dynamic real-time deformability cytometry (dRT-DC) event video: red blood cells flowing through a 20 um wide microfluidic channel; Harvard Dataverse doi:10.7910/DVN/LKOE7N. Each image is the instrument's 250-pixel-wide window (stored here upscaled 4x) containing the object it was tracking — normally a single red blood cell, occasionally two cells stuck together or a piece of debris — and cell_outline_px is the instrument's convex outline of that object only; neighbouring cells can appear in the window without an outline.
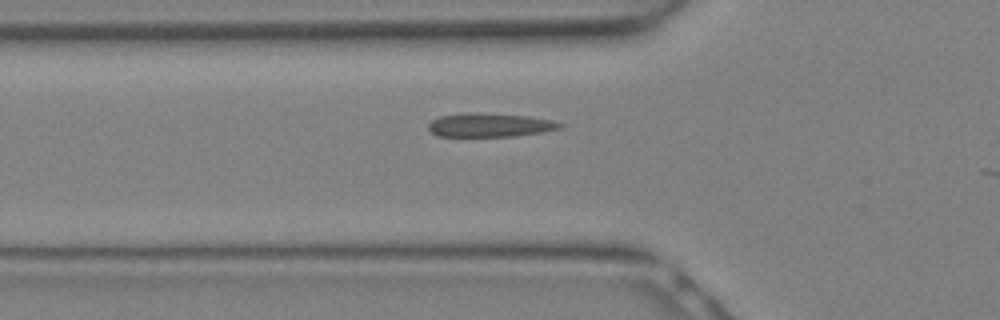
{"species": "Egyptian fruit bat (a non-hibernating species)", "species_latin": "Rousettus aegyptiacus", "temperature_condition": "warm", "stored_images_in_passage": 14, "camera_frame_rate_fps": 3000, "um_per_image_px": 0.085, "animal": {"sex": "female"}, "frame": {"image": 1, "passage_image": 10, "time_ms": 3.0, "image_size_px": [1000, 320], "cell_outline_px": [[564, 124], [560, 128], [540, 132], [516, 136], [436, 136], [428, 128], [428, 124], [432, 120], [440, 116], [468, 112], [528, 116], [552, 120]], "centroid_in_image_um": [41.61, 10.63], "position_along_channel_um": 84.2, "area_um2": 18.03}}
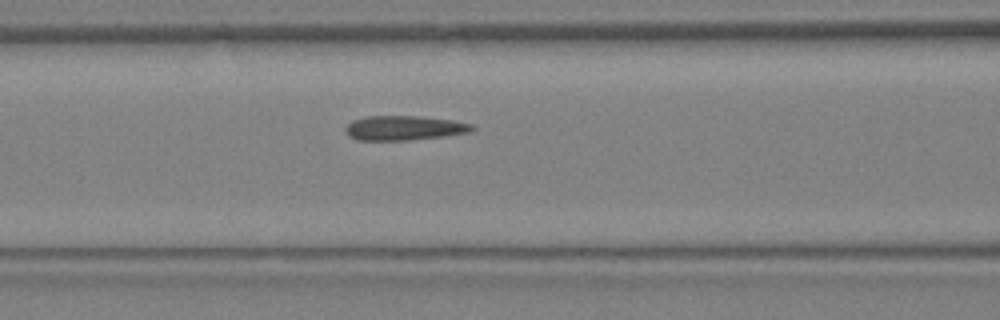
{"frame": {"image": 2, "passage_image": 12, "time_ms": 3.667, "image_size_px": [1000, 320], "cell_outline_px": [[476, 128], [468, 132], [444, 136], [408, 140], [356, 140], [348, 136], [344, 132], [344, 128], [352, 120], [368, 116], [420, 116], [452, 120], [472, 124]], "centroid_in_image_um": [34.3, 10.88], "position_along_channel_um": 132.3, "area_um2": 18.15}}
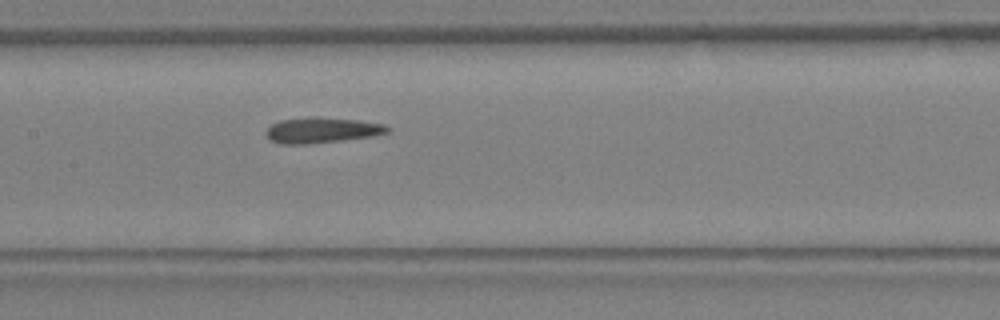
{"frame": {"image": 3, "passage_image": 14, "time_ms": 4.333, "image_size_px": [1000, 320], "cell_outline_px": [[388, 132], [372, 136], [340, 140], [304, 144], [280, 144], [268, 140], [264, 132], [272, 124], [280, 120], [356, 120], [380, 124], [388, 128]], "centroid_in_image_um": [27.26, 11.13], "position_along_channel_um": 180.1, "area_um2": 16.76}}